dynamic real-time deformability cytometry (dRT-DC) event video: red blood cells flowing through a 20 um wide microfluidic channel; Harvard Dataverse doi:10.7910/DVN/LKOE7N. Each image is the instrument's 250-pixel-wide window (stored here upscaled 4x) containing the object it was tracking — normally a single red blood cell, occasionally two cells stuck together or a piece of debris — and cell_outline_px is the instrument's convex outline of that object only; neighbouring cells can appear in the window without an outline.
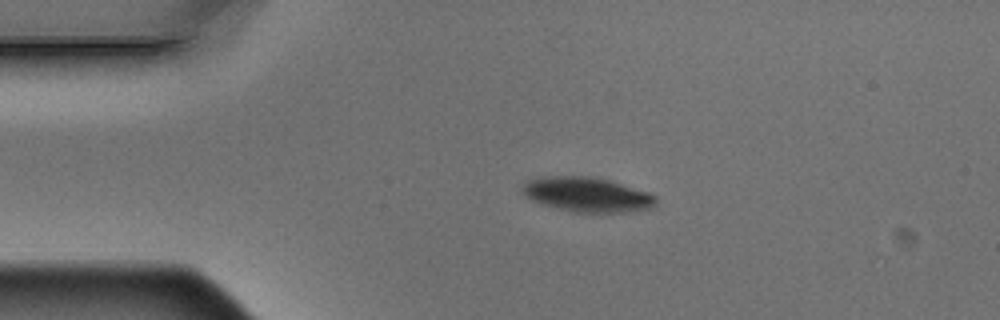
{"species": "Egyptian fruit bat (a non-hibernating species)", "species_latin": "Rousettus aegyptiacus", "temperature_condition": "warm", "stored_images_in_passage": 12, "camera_frame_rate_fps": 3000, "um_per_image_px": 0.085, "animal": {"sex": "male"}, "frame": {"image": 1, "passage_image": 1, "time_ms": 0.0, "image_size_px": [1000, 320], "cell_outline_px": [[656, 204], [652, 208], [628, 212], [572, 212], [544, 204], [532, 200], [520, 188], [528, 180], [548, 176], [596, 176], [648, 192], [656, 196]], "centroid_in_image_um": [49.95, 16.53], "position_along_channel_um": 35.1, "area_um2": 26.82}}
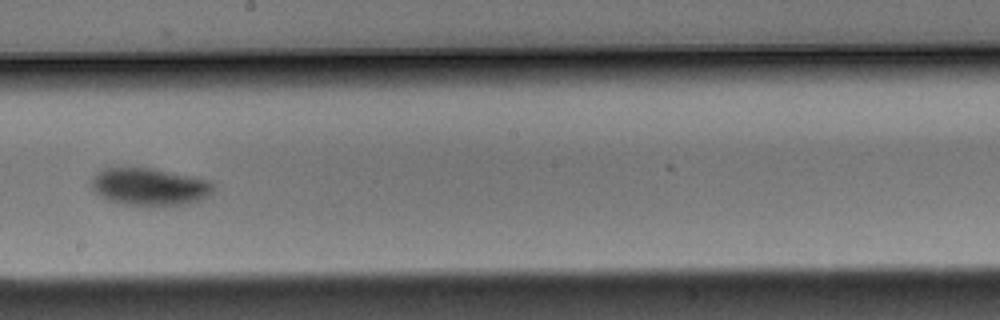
{"frame": {"image": 2, "passage_image": 6, "time_ms": 1.667, "image_size_px": [1000, 320], "cell_outline_px": [[216, 192], [200, 200], [188, 204], [124, 204], [108, 200], [100, 196], [92, 188], [92, 176], [96, 172], [104, 168], [152, 168], [212, 180], [216, 184]], "centroid_in_image_um": [12.78, 15.85], "position_along_channel_um": 235.4, "area_um2": 26.59}}
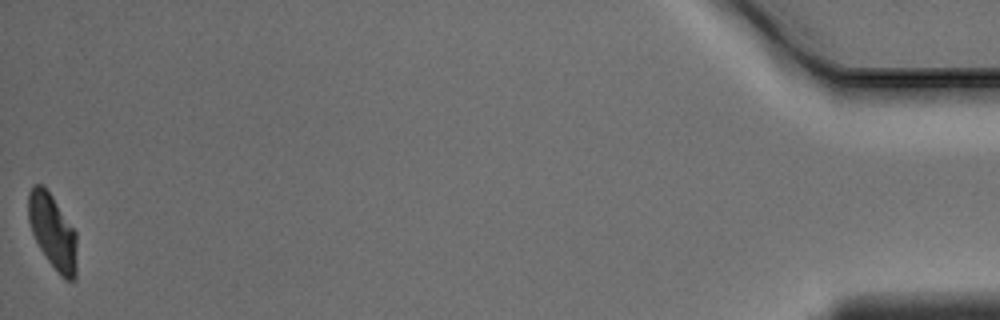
{"frame": {"image": 3, "passage_image": 12, "time_ms": 3.667, "image_size_px": [1000, 320], "cell_outline_px": [[76, 276], [72, 280], [64, 280], [60, 276], [48, 260], [40, 248], [32, 232], [28, 220], [28, 192], [32, 184], [44, 184], [76, 232]], "centroid_in_image_um": [4.46, 19.66], "position_along_channel_um": 430.7, "area_um2": 21.1}}